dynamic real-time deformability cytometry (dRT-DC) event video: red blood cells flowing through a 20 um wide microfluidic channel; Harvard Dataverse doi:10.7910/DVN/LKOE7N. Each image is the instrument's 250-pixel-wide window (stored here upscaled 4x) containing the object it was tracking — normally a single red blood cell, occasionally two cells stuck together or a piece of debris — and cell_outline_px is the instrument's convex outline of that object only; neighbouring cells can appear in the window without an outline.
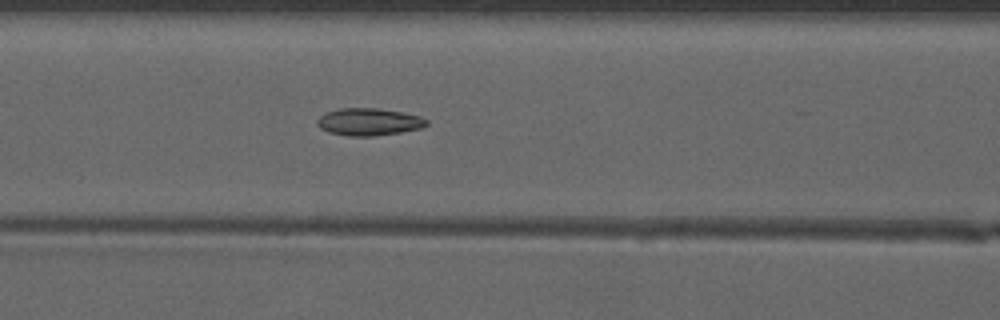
{"species": "common noctule bat (a hibernating species)", "species_latin": "Nyctalus noctula", "temperature_condition": "warm", "stored_images_in_passage": 26, "camera_frame_rate_fps": 3000, "um_per_image_px": 0.085, "animal": {"sex": "male", "forearm_length_mm": 52.5}, "frame": {"image": 1, "passage_image": 22, "time_ms": 7.0, "image_size_px": [1000, 320], "cell_outline_px": [[428, 124], [420, 128], [400, 132], [372, 136], [348, 136], [328, 132], [320, 128], [316, 124], [316, 120], [320, 116], [328, 112], [340, 108], [380, 108], [404, 112], [420, 116], [428, 120]], "centroid_in_image_um": [31.35, 10.35], "position_along_channel_um": 135.3, "area_um2": 17.46}}
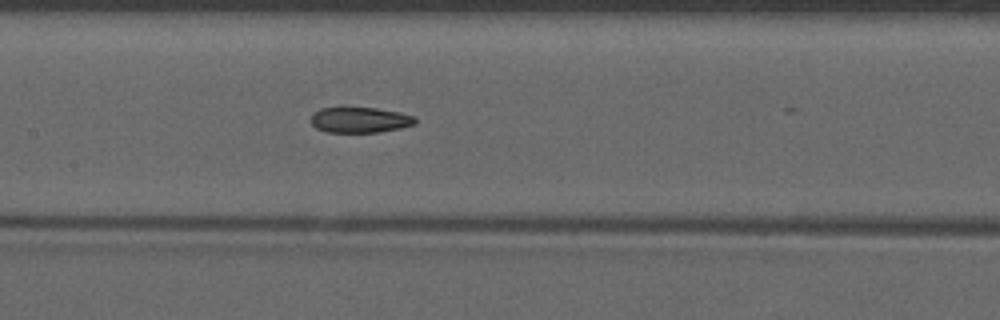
{"frame": {"image": 2, "passage_image": 25, "time_ms": 8.0, "image_size_px": [1000, 320], "cell_outline_px": [[416, 124], [400, 128], [380, 132], [328, 132], [316, 128], [312, 124], [312, 116], [320, 108], [376, 108], [400, 112], [416, 116]], "centroid_in_image_um": [30.65, 10.2], "position_along_channel_um": 176.8, "area_um2": 15.43}}